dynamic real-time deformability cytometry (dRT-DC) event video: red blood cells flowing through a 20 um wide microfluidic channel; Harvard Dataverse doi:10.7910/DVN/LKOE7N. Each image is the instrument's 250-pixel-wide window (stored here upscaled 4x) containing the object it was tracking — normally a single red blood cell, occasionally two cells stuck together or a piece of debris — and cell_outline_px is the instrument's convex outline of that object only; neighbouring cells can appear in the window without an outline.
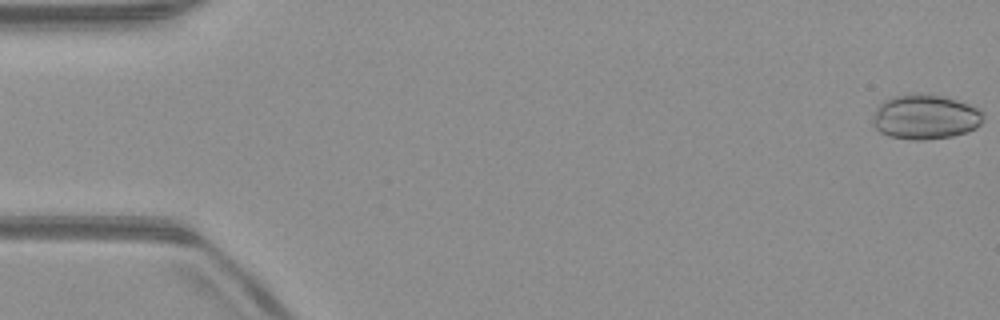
{"species": "common noctule bat (a hibernating species)", "species_latin": "Nyctalus noctula", "temperature_condition": "warm", "stored_images_in_passage": 52, "camera_frame_rate_fps": 3000, "um_per_image_px": 0.085, "animal": {"sex": "male", "body_mass_g": 23.1, "forearm_length_mm": 52.7}, "frame": {"image": 1, "passage_image": 1, "time_ms": 0.0, "image_size_px": [1000, 320], "cell_outline_px": [[984, 120], [976, 128], [952, 136], [924, 140], [912, 140], [888, 136], [880, 132], [872, 124], [872, 116], [876, 108], [884, 100], [892, 96], [912, 92], [924, 92], [944, 96], [980, 108], [984, 112]], "centroid_in_image_um": [78.63, 9.91], "position_along_channel_um": 6.4, "area_um2": 29.42}}
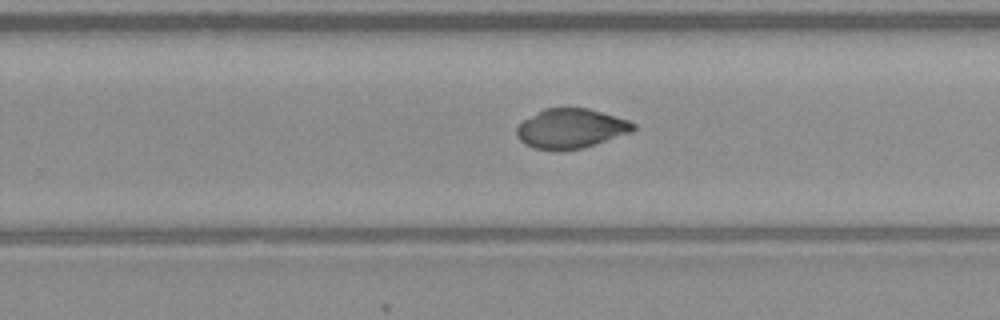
{"frame": {"image": 2, "passage_image": 33, "time_ms": 10.667, "image_size_px": [1000, 320], "cell_outline_px": [[636, 128], [632, 132], [584, 148], [532, 148], [524, 144], [516, 136], [516, 128], [524, 120], [544, 108], [588, 108], [628, 120], [636, 124]], "centroid_in_image_um": [48.54, 10.9], "position_along_channel_um": 281.3, "area_um2": 26.47}}
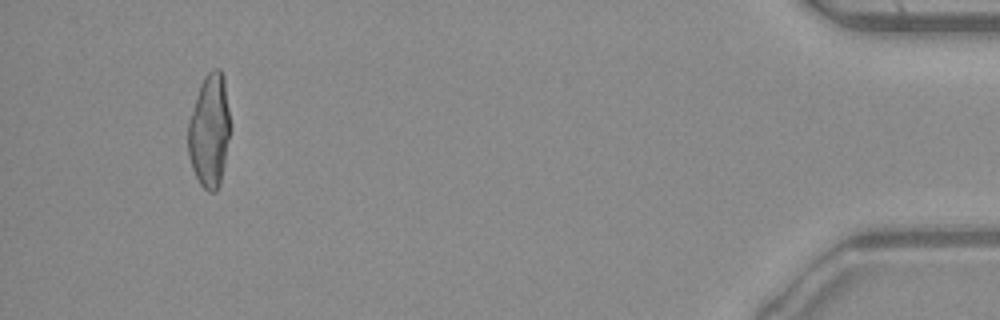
{"frame": {"image": 3, "passage_image": 49, "time_ms": 16.0, "image_size_px": [1000, 320], "cell_outline_px": [[228, 136], [220, 184], [216, 192], [208, 192], [200, 184], [192, 168], [188, 156], [188, 120], [200, 84], [204, 76], [212, 68], [220, 68], [224, 76], [228, 108]], "centroid_in_image_um": [17.77, 11.09], "position_along_channel_um": 417.4, "area_um2": 27.51}, "authors_computed_cell_mechanics": {"area_um2": 27.9463, "velocity_mm_per_s": 4.0249, "shape_relaxation_time_tau1_ms": null, "shape_relaxation_time_tau2_ms": 3.5153, "deformation_change_tau1": null, "deformation_change_tau2": 0.0516}}